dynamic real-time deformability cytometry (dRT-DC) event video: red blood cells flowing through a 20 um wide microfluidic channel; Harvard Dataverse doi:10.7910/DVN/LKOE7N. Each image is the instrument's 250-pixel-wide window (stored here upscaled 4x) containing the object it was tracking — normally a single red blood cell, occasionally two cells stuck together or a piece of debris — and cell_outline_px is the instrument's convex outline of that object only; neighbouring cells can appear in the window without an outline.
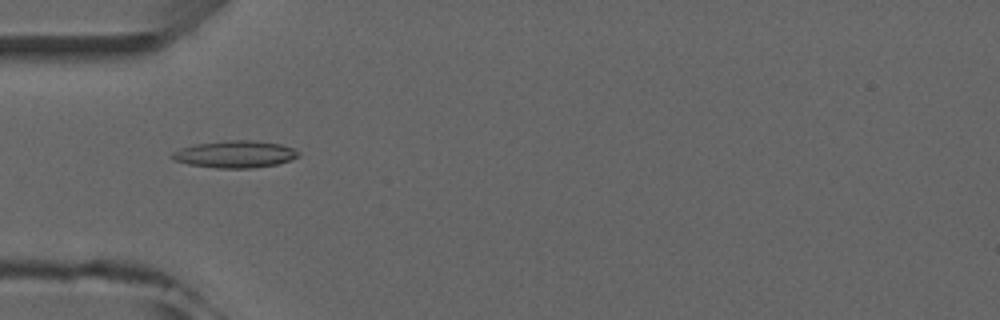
{"species": "common noctule bat (a hibernating species)", "species_latin": "Nyctalus noctula", "temperature_condition": "room temperature", "stored_images_in_passage": 6, "camera_frame_rate_fps": 3000, "um_per_image_px": 0.085, "animal": {"sex": "male", "forearm_length_mm": 52.5}, "frame": {"image": 1, "passage_image": 4, "time_ms": 4.333, "image_size_px": [1000, 320], "cell_outline_px": [[300, 156], [292, 160], [276, 164], [252, 168], [216, 168], [188, 164], [172, 160], [168, 156], [172, 152], [180, 148], [196, 144], [224, 140], [256, 140], [280, 144], [292, 148], [300, 152]], "centroid_in_image_um": [19.96, 13.1], "position_along_channel_um": 65.0, "area_um2": 20.17}}
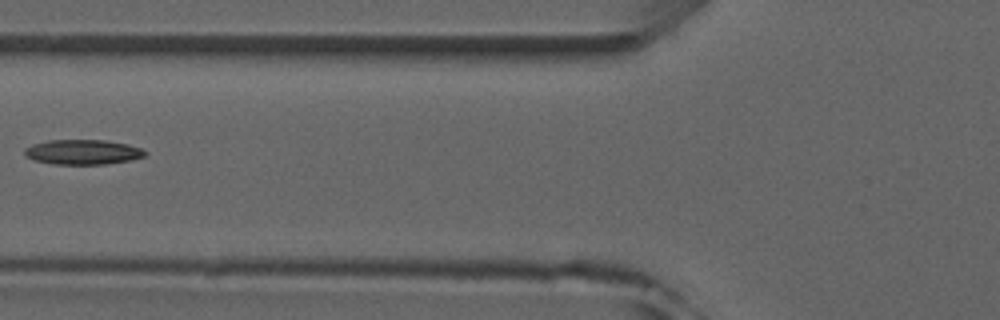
{"frame": {"image": 2, "passage_image": 5, "time_ms": 5.667, "image_size_px": [1000, 320], "cell_outline_px": [[144, 156], [132, 160], [104, 164], [52, 164], [32, 160], [24, 156], [24, 148], [32, 144], [48, 140], [104, 140], [128, 144], [140, 148], [144, 152]], "centroid_in_image_um": [6.96, 12.92], "position_along_channel_um": 118.8, "area_um2": 17.51}}
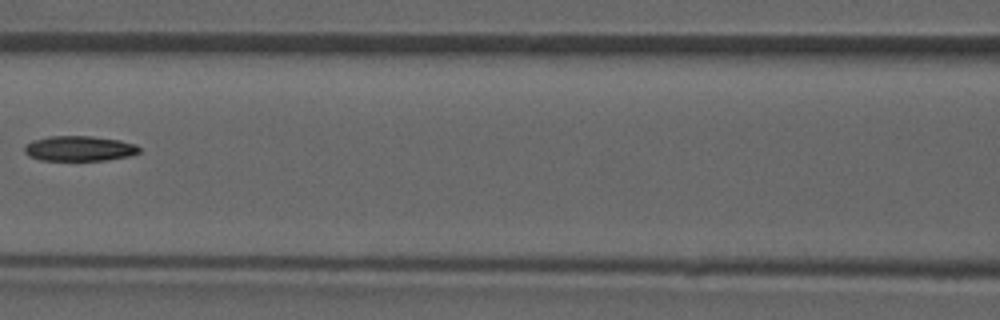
{"frame": {"image": 3, "passage_image": 6, "time_ms": 6.667, "image_size_px": [1000, 320], "cell_outline_px": [[140, 152], [128, 156], [104, 160], [40, 160], [28, 156], [24, 152], [24, 148], [32, 140], [48, 136], [92, 136], [120, 140], [136, 144], [140, 148]], "centroid_in_image_um": [6.73, 12.61], "position_along_channel_um": 159.9, "area_um2": 16.82}}